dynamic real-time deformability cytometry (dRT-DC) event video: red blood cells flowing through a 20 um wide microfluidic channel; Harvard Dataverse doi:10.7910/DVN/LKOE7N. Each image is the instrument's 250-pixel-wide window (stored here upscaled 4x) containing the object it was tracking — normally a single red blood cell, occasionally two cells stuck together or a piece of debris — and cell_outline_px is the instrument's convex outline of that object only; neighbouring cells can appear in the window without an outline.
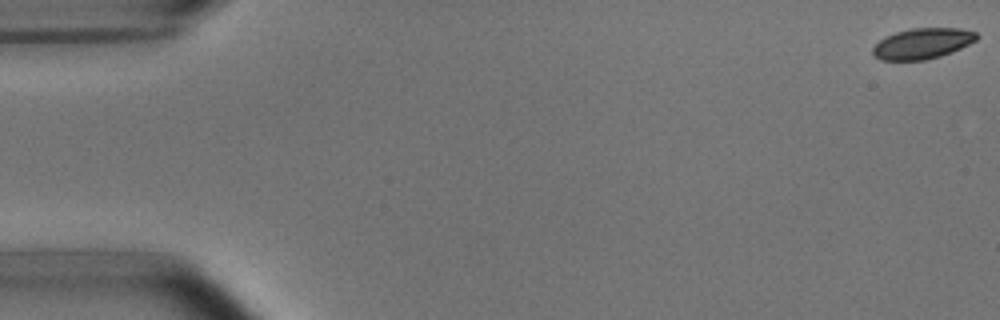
{"species": "common noctule bat (a hibernating species)", "species_latin": "Nyctalus noctula", "temperature_condition": "room temperature", "stored_images_in_passage": 50, "camera_frame_rate_fps": 3000, "um_per_image_px": 0.085, "animal": {"sex": "male", "body_mass_g": 15.6}, "frame": {"image": 1, "passage_image": 1, "time_ms": 0.0, "image_size_px": [1000, 320], "cell_outline_px": [[980, 36], [976, 40], [952, 52], [940, 56], [924, 60], [880, 60], [872, 52], [872, 48], [884, 36], [896, 32], [912, 28], [960, 28], [976, 32]], "centroid_in_image_um": [78.41, 3.69], "position_along_channel_um": 6.6, "area_um2": 18.55}}
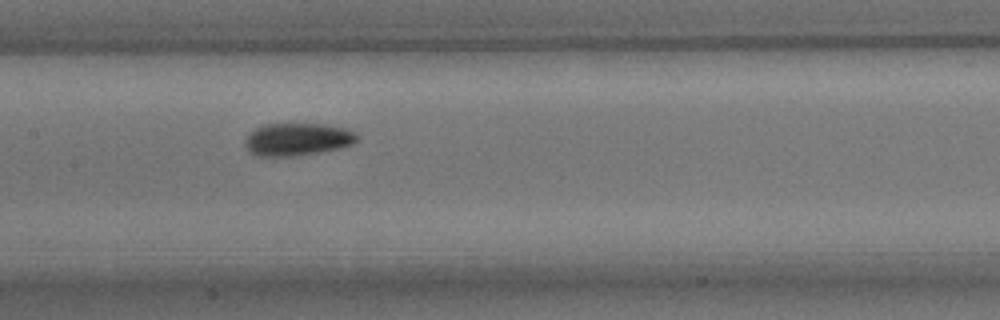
{"frame": {"image": 2, "passage_image": 26, "time_ms": 8.333, "image_size_px": [1000, 320], "cell_outline_px": [[356, 140], [352, 144], [340, 148], [300, 156], [256, 156], [248, 152], [244, 144], [244, 140], [256, 128], [264, 124], [324, 124], [344, 128], [352, 132], [356, 136]], "centroid_in_image_um": [25.22, 11.86], "position_along_channel_um": 182.2, "area_um2": 21.21}}
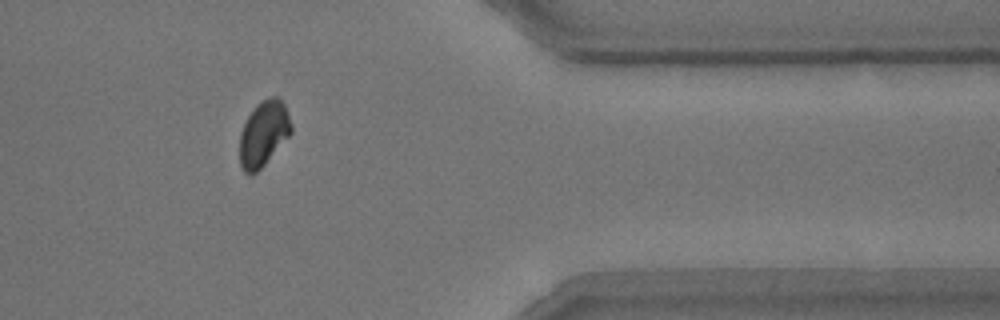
{"frame": {"image": 3, "passage_image": 44, "time_ms": 14.333, "image_size_px": [1000, 320], "cell_outline_px": [[292, 132], [264, 164], [252, 176], [244, 172], [240, 164], [240, 132], [248, 116], [256, 104], [272, 96], [276, 96], [284, 104], [292, 128]], "centroid_in_image_um": [22.38, 11.37], "position_along_channel_um": 389.0, "area_um2": 19.25}, "authors_computed_cell_mechanics": {"area_um2": 20.2878, "velocity_mm_per_s": 3.7865, "shape_relaxation_time_tau1_ms": 2.0926, "shape_relaxation_time_tau2_ms": 8.0937, "deformation_change_tau1": 0.0759, "deformation_change_tau2": 0.0852}}